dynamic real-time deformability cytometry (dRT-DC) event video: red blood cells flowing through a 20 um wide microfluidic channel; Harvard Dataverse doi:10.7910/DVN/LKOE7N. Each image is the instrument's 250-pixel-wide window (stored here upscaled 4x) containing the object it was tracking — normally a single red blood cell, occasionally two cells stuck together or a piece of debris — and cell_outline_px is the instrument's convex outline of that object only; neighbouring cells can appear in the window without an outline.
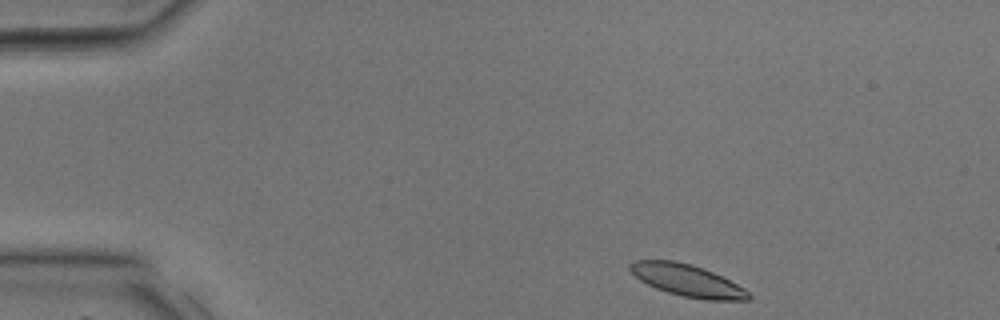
{"species": "common noctule bat (a hibernating species)", "species_latin": "Nyctalus noctula", "temperature_condition": "room temperature", "stored_images_in_passage": 31, "camera_frame_rate_fps": 3000, "um_per_image_px": 0.085, "animal": {"sex": "male", "body_mass_g": 17.9, "forearm_length_mm": 54.2}, "frame": {"image": 1, "passage_image": 1, "time_ms": 0.0, "image_size_px": [1000, 320], "cell_outline_px": [[752, 296], [748, 300], [704, 300], [684, 296], [668, 292], [656, 288], [640, 280], [628, 268], [628, 264], [632, 260], [676, 260], [692, 264], [704, 268], [744, 288]], "centroid_in_image_um": [58.39, 23.82], "position_along_channel_um": 26.6, "area_um2": 21.96}}
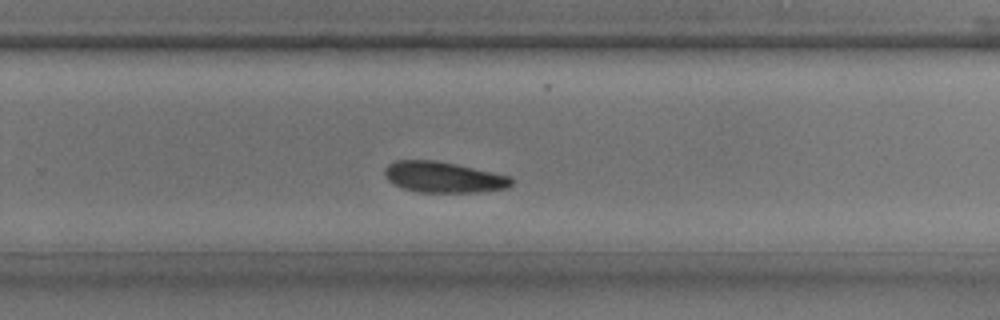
{"frame": {"image": 2, "passage_image": 20, "time_ms": 6.333, "image_size_px": [1000, 320], "cell_outline_px": [[512, 184], [508, 188], [476, 192], [416, 192], [404, 188], [388, 180], [384, 176], [384, 168], [388, 164], [396, 160], [436, 160], [456, 164], [512, 176]], "centroid_in_image_um": [37.69, 15.05], "position_along_channel_um": 292.1, "area_um2": 22.83}}
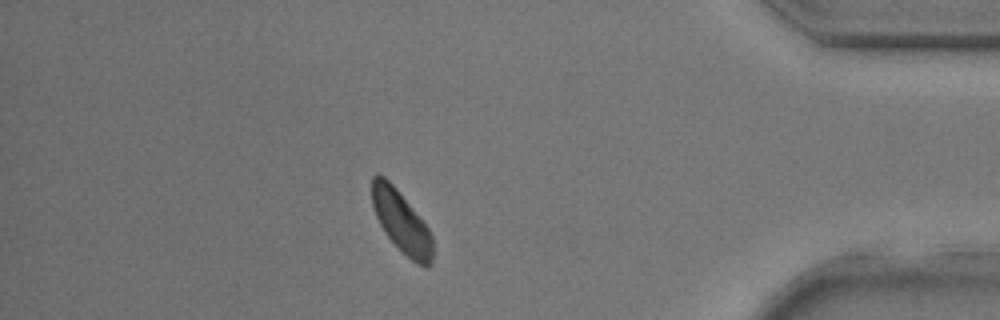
{"frame": {"image": 3, "passage_image": 28, "time_ms": 9.0, "image_size_px": [1000, 320], "cell_outline_px": [[432, 264], [428, 268], [424, 268], [416, 264], [384, 232], [372, 208], [372, 176], [384, 176], [392, 184], [428, 228], [432, 236]], "centroid_in_image_um": [34.12, 18.89], "position_along_channel_um": 401.1, "area_um2": 21.27}}